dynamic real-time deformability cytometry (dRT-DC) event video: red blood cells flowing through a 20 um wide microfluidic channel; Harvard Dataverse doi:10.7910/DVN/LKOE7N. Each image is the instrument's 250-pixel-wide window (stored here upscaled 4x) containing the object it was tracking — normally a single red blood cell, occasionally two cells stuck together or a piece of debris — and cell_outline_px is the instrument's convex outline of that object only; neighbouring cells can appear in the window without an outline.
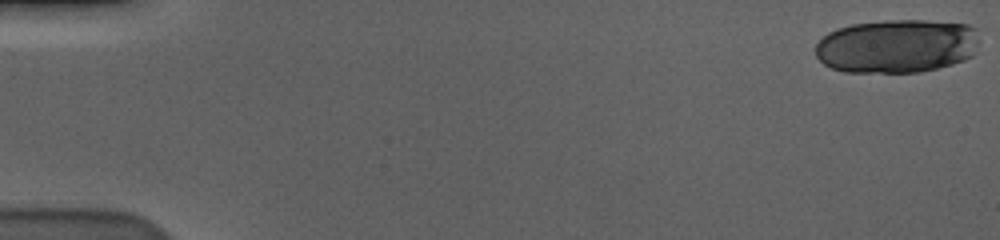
{"species": "human", "species_latin": "Homo sapiens", "temperature_condition": "cold", "stored_images_in_passage": 20, "camera_frame_rate_fps": 3000, "um_per_image_px": 0.085, "donor": {"sex": "male"}, "frame": {"image": 1, "passage_image": 1, "time_ms": 0.0, "image_size_px": [1000, 240], "cell_outline_px": [[980, 40], [972, 56], [964, 60], [952, 64], [920, 72], [844, 72], [832, 68], [824, 64], [816, 56], [816, 44], [828, 32], [836, 28], [852, 24], [884, 20], [924, 20], [968, 24], [976, 28]], "centroid_in_image_um": [76.25, 3.9], "position_along_channel_um": 8.8, "area_um2": 51.73}}
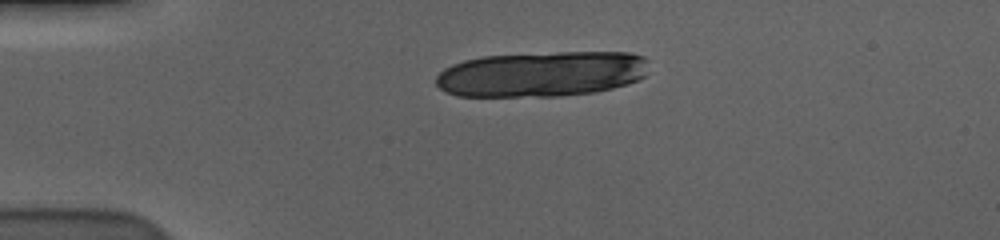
{"frame": {"image": 2, "passage_image": 14, "time_ms": 4.333, "image_size_px": [1000, 240], "cell_outline_px": [[648, 60], [644, 76], [628, 84], [596, 92], [560, 96], [456, 96], [444, 92], [436, 84], [436, 76], [444, 68], [452, 64], [464, 60], [484, 56], [556, 52], [632, 52], [644, 56]], "centroid_in_image_um": [46.03, 6.29], "position_along_channel_um": 39.0, "area_um2": 56.64}}